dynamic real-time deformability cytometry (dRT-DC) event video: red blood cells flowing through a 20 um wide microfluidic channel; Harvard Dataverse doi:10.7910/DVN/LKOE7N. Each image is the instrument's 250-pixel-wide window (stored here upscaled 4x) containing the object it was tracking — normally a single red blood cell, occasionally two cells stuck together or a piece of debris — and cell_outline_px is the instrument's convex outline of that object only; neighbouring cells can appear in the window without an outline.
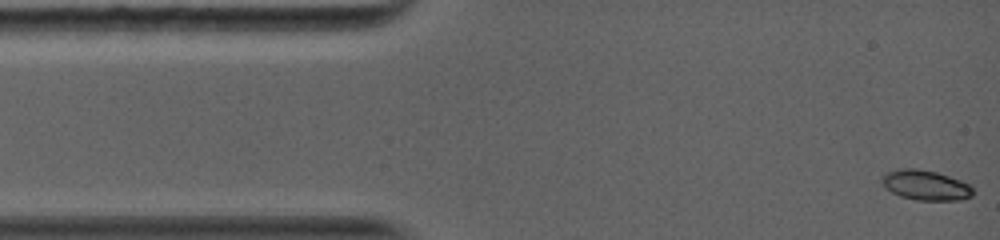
{"species": "common noctule bat (a hibernating species)", "species_latin": "Nyctalus noctula", "temperature_condition": "warm", "stored_images_in_passage": 33, "camera_frame_rate_fps": 5000, "um_per_image_px": 0.085, "animal": {"sex": "female", "body_mass_g": 19.0, "forearm_length_mm": 56.7}, "frame": {"image": 1, "passage_image": 1, "time_ms": 0.0, "image_size_px": [1000, 240], "cell_outline_px": [[972, 196], [960, 200], [916, 200], [900, 196], [892, 192], [880, 180], [880, 176], [896, 168], [916, 168], [936, 172], [960, 180], [968, 184], [972, 188]], "centroid_in_image_um": [78.65, 15.73], "position_along_channel_um": 6.4, "area_um2": 15.84}}
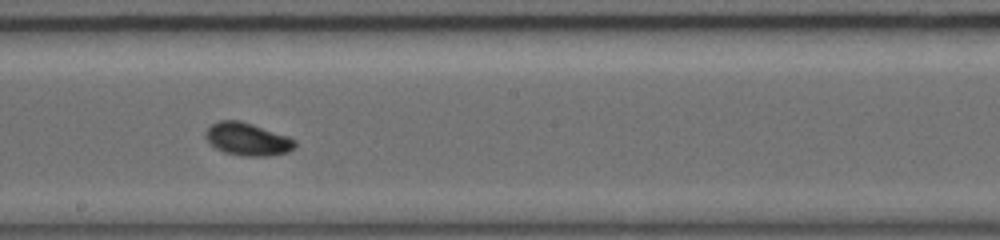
{"frame": {"image": 2, "passage_image": 19, "time_ms": 7.2, "image_size_px": [1000, 240], "cell_outline_px": [[296, 148], [288, 152], [268, 156], [244, 156], [224, 152], [208, 144], [204, 136], [204, 132], [212, 124], [220, 120], [240, 120], [288, 136], [296, 140]], "centroid_in_image_um": [21.02, 11.83], "position_along_channel_um": 227.2, "area_um2": 17.22}}
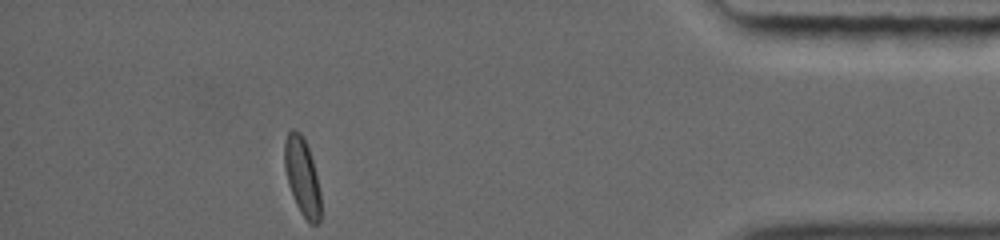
{"frame": {"image": 3, "passage_image": 33, "time_ms": 12.8, "image_size_px": [1000, 240], "cell_outline_px": [[320, 220], [316, 224], [308, 224], [300, 212], [296, 204], [288, 184], [284, 168], [284, 140], [288, 132], [292, 128], [296, 128], [300, 132], [308, 148], [312, 160], [320, 192]], "centroid_in_image_um": [25.66, 15.0], "position_along_channel_um": 409.5, "area_um2": 16.42}, "authors_computed_cell_mechanics": {"area_um2": 16.2996, "velocity_mm_per_s": 4.1651, "shape_relaxation_time_tau1_ms": 4.0053, "shape_relaxation_time_tau2_ms": null, "deformation_change_tau1": 0.1319, "deformation_change_tau2": null}}